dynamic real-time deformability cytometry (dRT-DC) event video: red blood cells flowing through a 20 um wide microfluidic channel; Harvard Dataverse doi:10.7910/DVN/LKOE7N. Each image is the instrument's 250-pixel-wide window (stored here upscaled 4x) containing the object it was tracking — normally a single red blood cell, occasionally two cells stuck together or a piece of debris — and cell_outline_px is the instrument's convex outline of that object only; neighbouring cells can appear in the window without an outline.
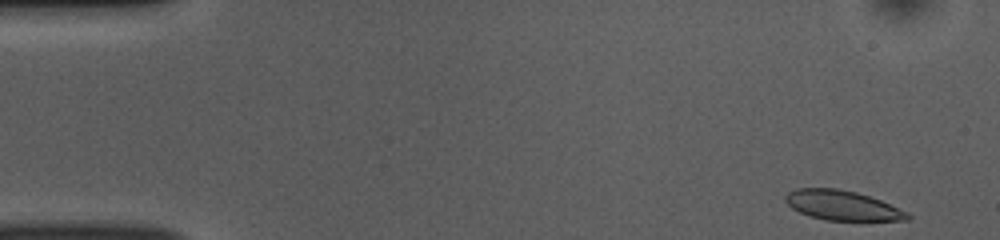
{"species": "common noctule bat (a hibernating species)", "species_latin": "Nyctalus noctula", "temperature_condition": "room temperature", "stored_images_in_passage": 49, "camera_frame_rate_fps": 3000, "um_per_image_px": 0.085, "animal": {"sex": "female", "body_mass_g": 10.0, "forearm_length_mm": 53.1}, "frame": {"image": 1, "passage_image": 1, "time_ms": 0.0, "image_size_px": [1000, 240], "cell_outline_px": [[912, 216], [908, 220], [824, 220], [808, 216], [792, 208], [784, 200], [784, 196], [788, 192], [796, 188], [836, 188], [856, 192], [880, 200], [908, 212]], "centroid_in_image_um": [71.57, 17.46], "position_along_channel_um": 13.4, "area_um2": 21.1}}
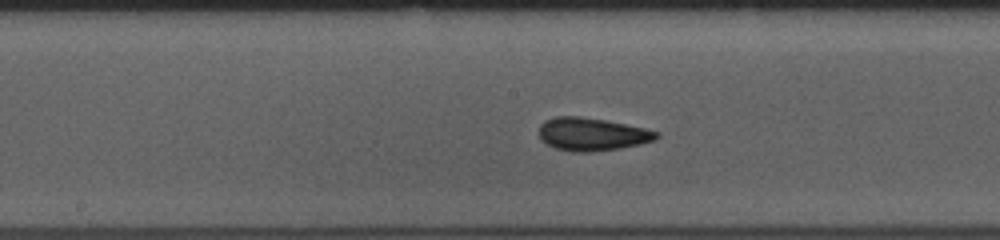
{"frame": {"image": 2, "passage_image": 24, "time_ms": 7.667, "image_size_px": [1000, 240], "cell_outline_px": [[660, 136], [656, 140], [640, 144], [620, 148], [592, 152], [572, 152], [556, 148], [540, 140], [540, 124], [544, 120], [556, 116], [580, 116], [604, 120], [644, 128], [660, 132]], "centroid_in_image_um": [50.32, 11.41], "position_along_channel_um": 197.9, "area_um2": 22.6}}
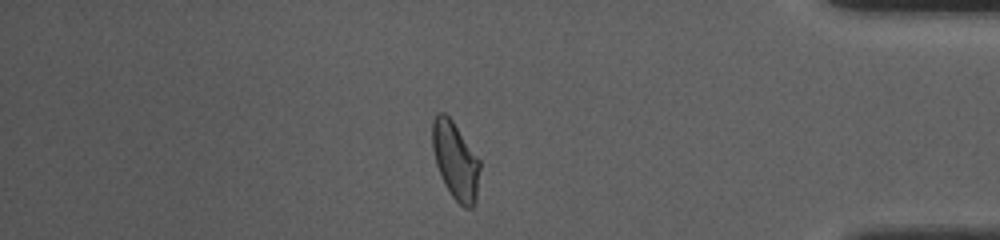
{"frame": {"image": 3, "passage_image": 42, "time_ms": 13.667, "image_size_px": [1000, 240], "cell_outline_px": [[480, 168], [476, 200], [472, 208], [464, 208], [452, 196], [444, 184], [436, 164], [432, 148], [432, 120], [436, 112], [444, 112], [452, 120], [480, 160]], "centroid_in_image_um": [38.7, 13.64], "position_along_channel_um": 396.5, "area_um2": 21.44}, "authors_computed_cell_mechanics": {"area_um2": 21.5594, "velocity_mm_per_s": 3.8434, "shape_relaxation_time_tau1_ms": 3.9299, "shape_relaxation_time_tau2_ms": 1.7686, "deformation_change_tau1": 0.1268, "deformation_change_tau2": 0.0684}}